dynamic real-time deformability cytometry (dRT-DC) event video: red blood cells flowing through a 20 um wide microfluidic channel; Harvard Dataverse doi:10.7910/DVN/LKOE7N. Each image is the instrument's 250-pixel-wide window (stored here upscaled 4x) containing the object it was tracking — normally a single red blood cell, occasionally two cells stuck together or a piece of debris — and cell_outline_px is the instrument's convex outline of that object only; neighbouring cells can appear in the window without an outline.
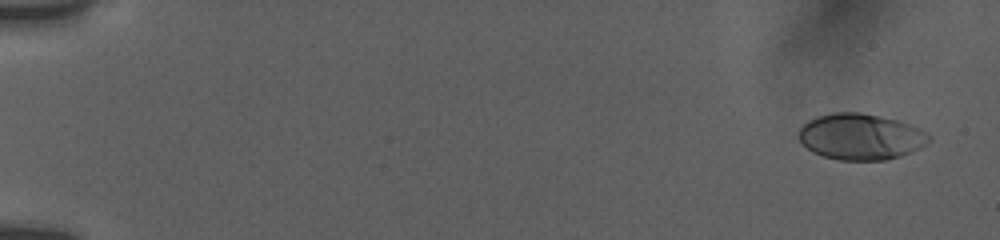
{"species": "human", "species_latin": "Homo sapiens", "temperature_condition": "room temperature", "stored_images_in_passage": 56, "camera_frame_rate_fps": 3000, "um_per_image_px": 0.085, "donor": {"sex": "female"}, "frame": {"image": 1, "passage_image": 3, "time_ms": 0.667, "image_size_px": [1000, 240], "cell_outline_px": [[932, 140], [900, 156], [884, 160], [840, 160], [824, 156], [812, 152], [796, 136], [800, 128], [808, 120], [816, 116], [832, 112], [860, 112], [880, 116], [896, 120], [908, 124], [932, 136]], "centroid_in_image_um": [73.1, 11.61], "position_along_channel_um": 11.9, "area_um2": 34.74}}
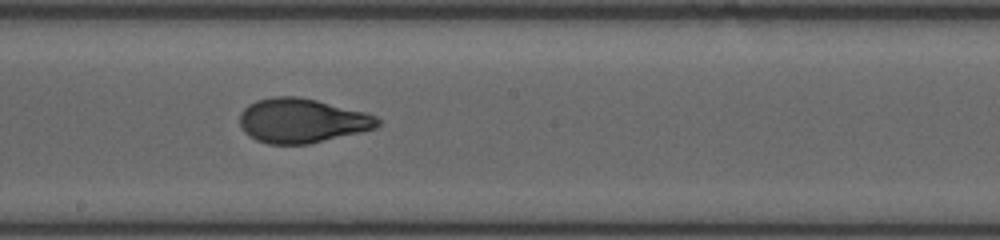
{"frame": {"image": 2, "passage_image": 33, "time_ms": 10.667, "image_size_px": [1000, 240], "cell_outline_px": [[380, 124], [376, 128], [360, 132], [308, 144], [268, 144], [256, 140], [248, 136], [244, 132], [240, 124], [240, 112], [248, 104], [256, 100], [272, 96], [296, 96], [316, 100], [364, 112], [376, 116], [380, 120]], "centroid_in_image_um": [25.62, 10.25], "position_along_channel_um": 222.6, "area_um2": 35.66}}
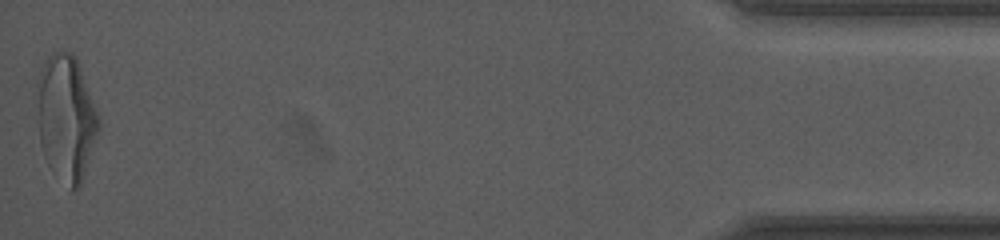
{"frame": {"image": 3, "passage_image": 56, "time_ms": 18.333, "image_size_px": [1000, 240], "cell_outline_px": [[100, 128], [80, 188], [72, 188], [44, 156], [40, 144], [40, 72], [44, 60], [52, 52], [72, 52], [76, 56], [100, 116]], "centroid_in_image_um": [5.7, 9.95], "position_along_channel_um": 429.5, "area_um2": 43.7}, "authors_computed_cell_mechanics": {"area_um2": 35.2869, "velocity_mm_per_s": 3.7666, "shape_relaxation_time_tau1_ms": 3.9534, "shape_relaxation_time_tau2_ms": 0.9947, "deformation_change_tau1": 0.1758, "deformation_change_tau2": 0.0695}}